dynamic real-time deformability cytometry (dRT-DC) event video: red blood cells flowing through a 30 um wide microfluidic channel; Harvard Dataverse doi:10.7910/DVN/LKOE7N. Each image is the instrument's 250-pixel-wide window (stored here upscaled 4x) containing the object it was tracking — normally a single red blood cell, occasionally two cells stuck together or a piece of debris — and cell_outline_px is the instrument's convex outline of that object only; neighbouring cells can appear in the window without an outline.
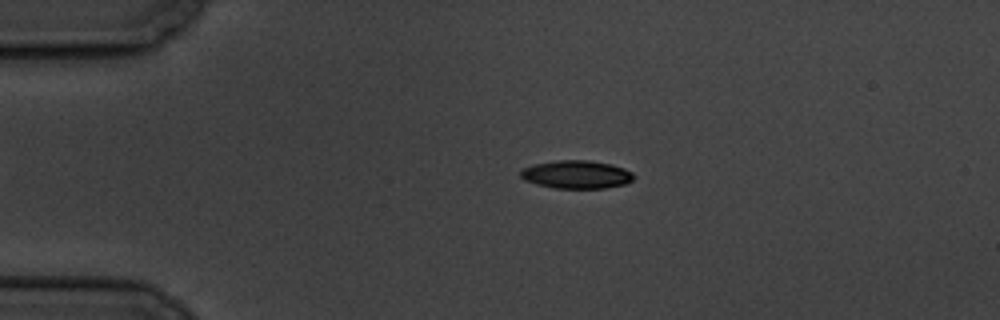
{"species": "common noctule bat (a hibernating species)", "species_latin": "Nyctalus noctula", "temperature_condition": "cold", "stored_images_in_passage": 6, "camera_frame_rate_fps": 3000, "um_per_image_px": 0.085, "animal": {"sex": "male", "body_mass_g": 19.5, "forearm_length_mm": 54.6}, "frame": {"image": 1, "passage_image": 4, "time_ms": 3.333, "image_size_px": [1000, 320], "cell_outline_px": [[632, 180], [624, 184], [604, 188], [552, 188], [536, 184], [524, 180], [520, 176], [520, 172], [524, 168], [532, 164], [556, 160], [588, 160], [612, 164], [624, 168], [632, 172]], "centroid_in_image_um": [48.96, 14.82], "position_along_channel_um": 36.0, "area_um2": 18.55}}
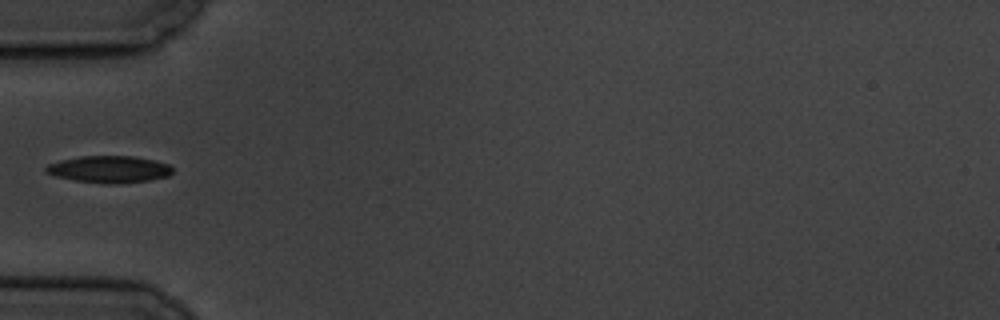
{"frame": {"image": 2, "passage_image": 6, "time_ms": 5.667, "image_size_px": [1000, 320], "cell_outline_px": [[172, 172], [168, 176], [148, 180], [120, 184], [108, 184], [76, 180], [56, 176], [44, 172], [44, 168], [48, 164], [60, 160], [80, 156], [132, 156], [156, 160], [168, 164], [172, 168]], "centroid_in_image_um": [9.27, 14.38], "position_along_channel_um": 75.7, "area_um2": 19.88}}